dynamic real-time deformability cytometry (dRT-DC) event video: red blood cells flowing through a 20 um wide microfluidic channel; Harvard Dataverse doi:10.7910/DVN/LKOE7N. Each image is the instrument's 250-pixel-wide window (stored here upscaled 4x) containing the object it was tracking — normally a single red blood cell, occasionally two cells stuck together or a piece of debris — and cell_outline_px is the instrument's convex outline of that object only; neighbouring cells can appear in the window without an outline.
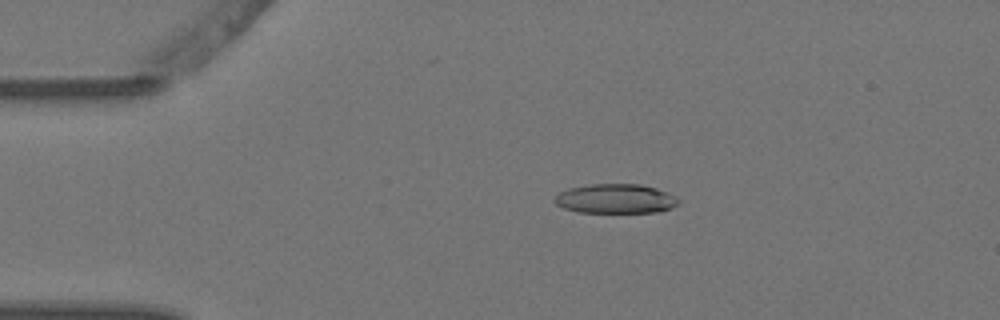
{"species": "Egyptian fruit bat (a non-hibernating species)", "species_latin": "Rousettus aegyptiacus", "temperature_condition": "warm", "stored_images_in_passage": 5, "camera_frame_rate_fps": 3000, "um_per_image_px": 0.085, "animal": {"sex": "female"}, "frame": {"image": 1, "passage_image": 3, "time_ms": 0.667, "image_size_px": [1000, 320], "cell_outline_px": [[680, 200], [672, 208], [656, 212], [580, 212], [564, 208], [556, 204], [552, 200], [560, 192], [568, 188], [592, 184], [640, 184], [656, 188], [668, 192], [676, 196]], "centroid_in_image_um": [52.33, 16.88], "position_along_channel_um": 32.7, "area_um2": 21.21}}
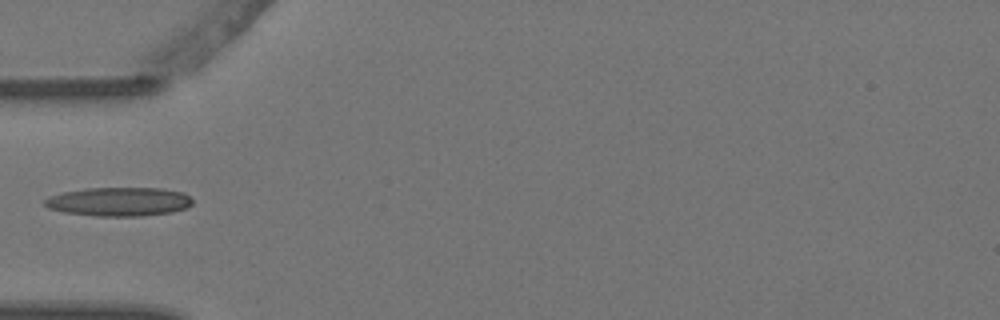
{"frame": {"image": 2, "passage_image": 5, "time_ms": 1.333, "image_size_px": [1000, 320], "cell_outline_px": [[192, 204], [188, 208], [172, 212], [140, 216], [96, 216], [64, 212], [48, 208], [44, 204], [44, 200], [48, 196], [64, 192], [84, 188], [160, 188], [180, 192], [188, 196], [192, 200]], "centroid_in_image_um": [10.09, 17.14], "position_along_channel_um": 74.9, "area_um2": 24.85}}